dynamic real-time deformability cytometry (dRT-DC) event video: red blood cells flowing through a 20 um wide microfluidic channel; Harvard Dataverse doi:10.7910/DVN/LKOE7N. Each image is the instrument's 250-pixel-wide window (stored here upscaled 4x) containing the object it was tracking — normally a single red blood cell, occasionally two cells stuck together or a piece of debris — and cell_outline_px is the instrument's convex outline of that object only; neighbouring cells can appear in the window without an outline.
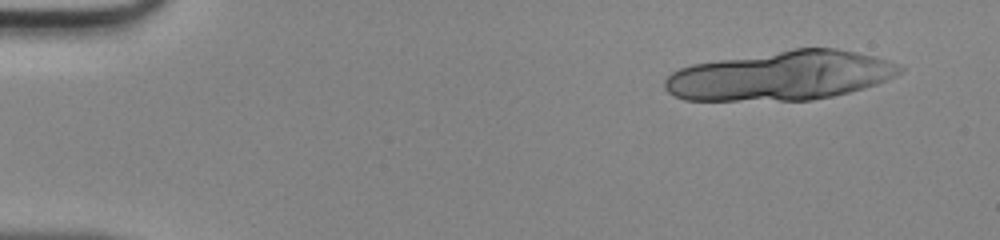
{"species": "human", "species_latin": "Homo sapiens", "temperature_condition": "room temperature", "stored_images_in_passage": 19, "segment_of_instrument_passage": [1, 2], "camera_frame_rate_fps": 3000, "um_per_image_px": 0.085, "donor": {"sex": "male"}, "frame": {"image": 1, "passage_image": 4, "time_ms": 1.0, "image_size_px": [1000, 240], "cell_outline_px": [[904, 68], [896, 76], [876, 84], [864, 88], [832, 96], [812, 100], [684, 100], [668, 92], [664, 88], [664, 80], [672, 72], [680, 68], [692, 64], [796, 48], [836, 48], [872, 56], [900, 64]], "centroid_in_image_um": [66.38, 6.44], "position_along_channel_um": 18.6, "area_um2": 67.11}}